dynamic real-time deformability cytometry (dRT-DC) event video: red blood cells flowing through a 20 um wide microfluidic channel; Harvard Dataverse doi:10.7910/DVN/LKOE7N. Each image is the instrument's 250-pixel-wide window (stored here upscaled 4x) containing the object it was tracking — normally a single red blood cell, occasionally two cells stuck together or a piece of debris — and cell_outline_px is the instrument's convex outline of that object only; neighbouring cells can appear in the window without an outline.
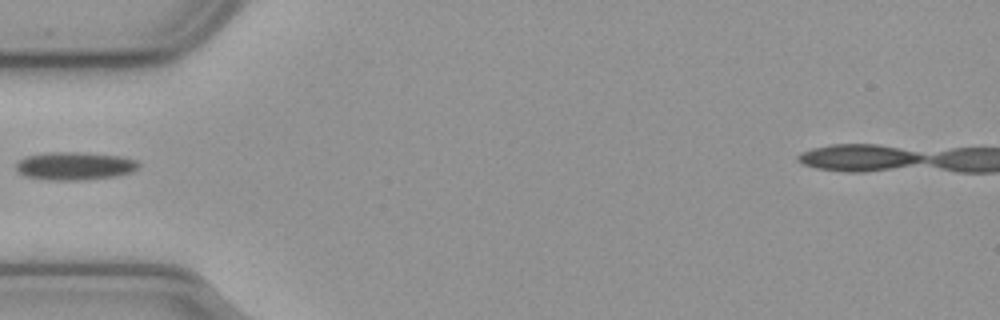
{"species": "common noctule bat (a hibernating species)", "species_latin": "Nyctalus noctula", "temperature_condition": "cold", "stored_images_in_passage": 32, "camera_frame_rate_fps": 3000, "um_per_image_px": 0.085, "animal": {"sex": "male", "body_mass_g": 23.1, "forearm_length_mm": 52.7}, "frame": {"image": 1, "passage_image": 1, "time_ms": 0.0, "image_size_px": [1000, 320], "cell_outline_px": [[140, 164], [132, 172], [116, 176], [80, 180], [48, 180], [24, 176], [16, 168], [16, 164], [20, 160], [28, 156], [52, 152], [72, 152], [120, 156], [136, 160]], "centroid_in_image_um": [6.36, 14.12], "position_along_channel_um": 78.6, "area_um2": 19.71}}